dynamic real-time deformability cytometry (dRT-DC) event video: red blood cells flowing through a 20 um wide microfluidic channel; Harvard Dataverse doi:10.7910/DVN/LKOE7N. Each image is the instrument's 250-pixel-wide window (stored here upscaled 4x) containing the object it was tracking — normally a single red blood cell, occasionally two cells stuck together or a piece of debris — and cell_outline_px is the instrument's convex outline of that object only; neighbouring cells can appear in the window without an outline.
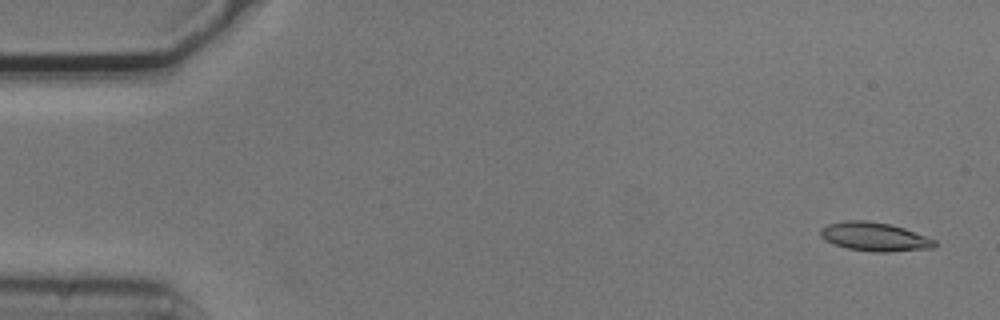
{"species": "common noctule bat (a hibernating species)", "species_latin": "Nyctalus noctula", "temperature_condition": "cold", "stored_images_in_passage": 6, "camera_frame_rate_fps": 3000, "um_per_image_px": 0.085, "animal": {"sex": "male", "body_mass_g": 20.5, "forearm_length_mm": 52.5}, "frame": {"image": 1, "passage_image": 1, "time_ms": 0.0, "image_size_px": [1000, 320], "cell_outline_px": [[936, 244], [932, 248], [888, 252], [872, 252], [848, 248], [832, 244], [824, 240], [820, 236], [820, 228], [828, 224], [844, 220], [864, 220], [888, 224], [904, 228], [936, 240]], "centroid_in_image_um": [74.29, 20.12], "position_along_channel_um": 10.7, "area_um2": 19.13}}
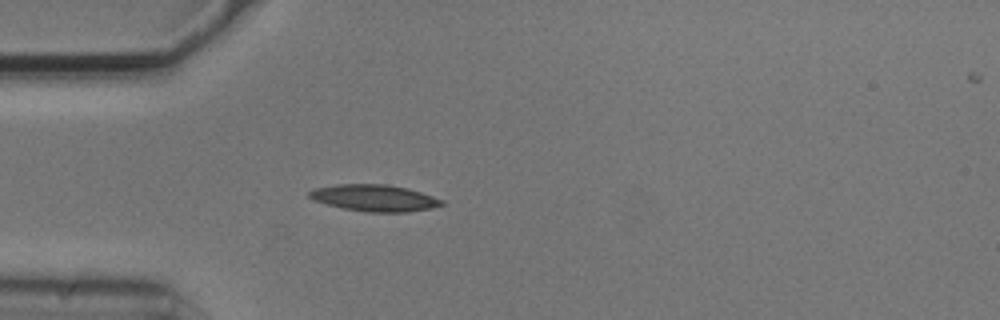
{"frame": {"image": 2, "passage_image": 5, "time_ms": 1.333, "image_size_px": [1000, 320], "cell_outline_px": [[444, 204], [432, 208], [408, 212], [368, 212], [344, 208], [312, 200], [308, 196], [308, 192], [316, 188], [336, 184], [388, 184], [408, 188], [444, 200]], "centroid_in_image_um": [31.84, 16.82], "position_along_channel_um": 53.2, "area_um2": 20.52}}